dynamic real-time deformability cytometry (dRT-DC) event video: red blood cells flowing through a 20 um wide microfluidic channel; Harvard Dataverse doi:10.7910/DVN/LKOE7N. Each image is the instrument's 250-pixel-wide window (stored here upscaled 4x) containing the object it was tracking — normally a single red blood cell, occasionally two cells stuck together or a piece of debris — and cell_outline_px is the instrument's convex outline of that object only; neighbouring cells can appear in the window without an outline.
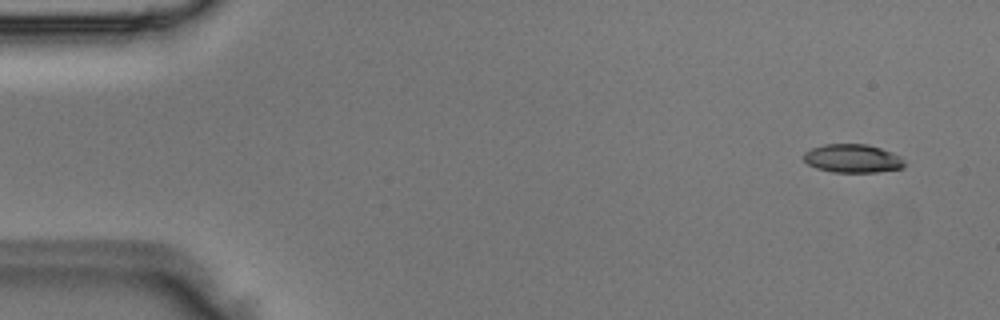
{"species": "Egyptian fruit bat (a non-hibernating species)", "species_latin": "Rousettus aegyptiacus", "temperature_condition": "room temperature", "stored_images_in_passage": 4, "camera_frame_rate_fps": 3000, "um_per_image_px": 0.085, "animal": {"sex": "male"}, "frame": {"image": 1, "passage_image": 1, "time_ms": 0.0, "image_size_px": [1000, 320], "cell_outline_px": [[908, 164], [904, 168], [876, 172], [832, 172], [816, 168], [808, 164], [804, 160], [804, 152], [812, 148], [824, 144], [868, 144], [892, 152], [900, 156]], "centroid_in_image_um": [72.51, 13.47], "position_along_channel_um": 12.5, "area_um2": 16.88}}